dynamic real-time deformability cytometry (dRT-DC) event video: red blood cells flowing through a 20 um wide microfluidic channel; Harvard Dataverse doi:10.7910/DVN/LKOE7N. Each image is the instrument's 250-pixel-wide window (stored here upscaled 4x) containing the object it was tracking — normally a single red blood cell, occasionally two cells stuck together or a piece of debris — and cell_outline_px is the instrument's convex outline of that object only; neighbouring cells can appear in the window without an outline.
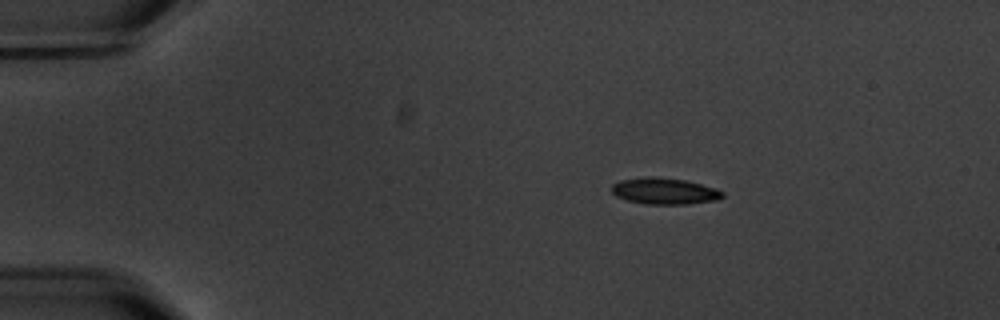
{"species": "common noctule bat (a hibernating species)", "species_latin": "Nyctalus noctula", "temperature_condition": "warm", "stored_images_in_passage": 4, "camera_frame_rate_fps": 3000, "um_per_image_px": 0.085, "animal": {"sex": "male", "body_mass_g": 20.1, "forearm_length_mm": 53.5}, "frame": {"image": 1, "passage_image": 2, "time_ms": 2.0, "image_size_px": [1000, 320], "cell_outline_px": [[724, 196], [716, 200], [684, 204], [644, 204], [628, 200], [616, 196], [612, 192], [612, 184], [620, 180], [644, 176], [656, 176], [684, 180], [716, 188], [724, 192]], "centroid_in_image_um": [56.46, 16.23], "position_along_channel_um": 28.5, "area_um2": 17.05}}
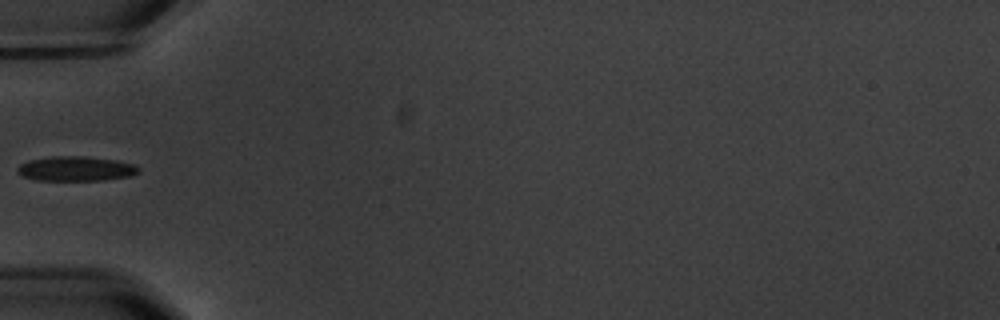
{"frame": {"image": 2, "passage_image": 4, "time_ms": 5.333, "image_size_px": [1000, 320], "cell_outline_px": [[140, 172], [132, 176], [104, 180], [36, 180], [20, 176], [16, 172], [16, 168], [20, 164], [28, 160], [52, 156], [84, 156], [116, 160], [136, 164], [140, 168]], "centroid_in_image_um": [6.45, 14.34], "position_along_channel_um": 78.5, "area_um2": 17.74}}